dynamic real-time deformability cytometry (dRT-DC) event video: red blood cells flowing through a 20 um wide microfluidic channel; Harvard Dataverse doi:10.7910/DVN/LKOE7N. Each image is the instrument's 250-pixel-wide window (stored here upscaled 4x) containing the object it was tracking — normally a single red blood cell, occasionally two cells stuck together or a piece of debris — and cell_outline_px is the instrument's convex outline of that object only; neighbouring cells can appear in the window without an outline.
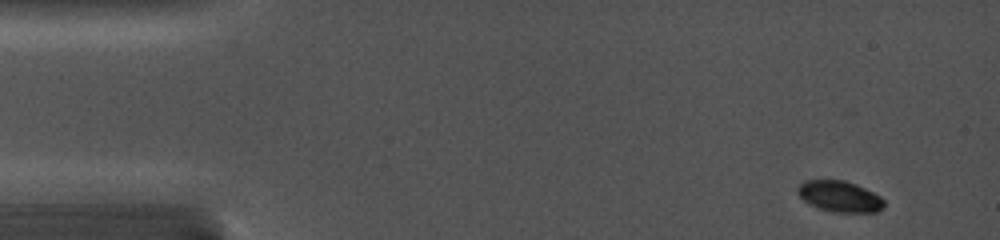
{"species": "common noctule bat (a hibernating species)", "species_latin": "Nyctalus noctula", "temperature_condition": "cold", "stored_images_in_passage": 30, "camera_frame_rate_fps": 5000, "um_per_image_px": 0.085, "animal": {"sex": "female", "body_mass_g": 19.0, "forearm_length_mm": 56.7}, "frame": {"image": 1, "passage_image": 1, "time_ms": 0.0, "image_size_px": [1000, 240], "cell_outline_px": [[884, 208], [876, 212], [832, 212], [808, 204], [800, 196], [796, 188], [804, 180], [844, 180], [856, 184], [880, 196], [884, 200]], "centroid_in_image_um": [71.37, 16.69], "position_along_channel_um": 13.6, "area_um2": 15.61}}
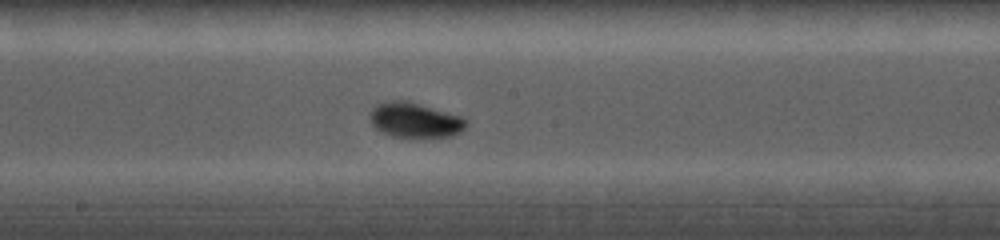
{"frame": {"image": 2, "passage_image": 17, "time_ms": 7.8, "image_size_px": [1000, 240], "cell_outline_px": [[464, 128], [460, 132], [452, 136], [392, 136], [376, 128], [372, 124], [368, 116], [372, 108], [376, 104], [392, 100], [408, 100], [460, 116], [464, 120]], "centroid_in_image_um": [35.2, 10.18], "position_along_channel_um": 213.0, "area_um2": 19.19}}
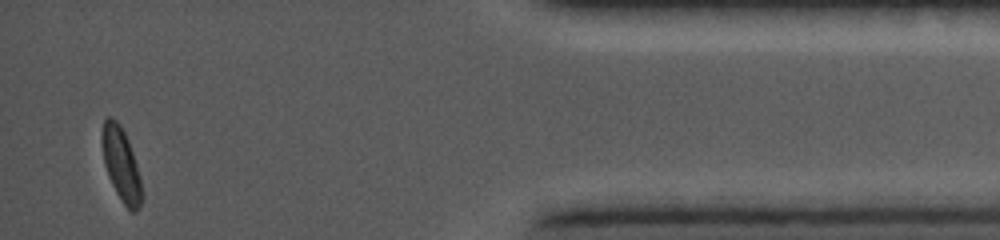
{"frame": {"image": 3, "passage_image": 30, "time_ms": 14.2, "image_size_px": [1000, 240], "cell_outline_px": [[140, 208], [136, 212], [132, 212], [120, 200], [108, 176], [104, 164], [100, 144], [100, 136], [104, 120], [108, 116], [112, 116], [120, 124], [128, 140], [136, 164], [140, 180]], "centroid_in_image_um": [10.24, 13.91], "position_along_channel_um": 425.0, "area_um2": 16.94}}